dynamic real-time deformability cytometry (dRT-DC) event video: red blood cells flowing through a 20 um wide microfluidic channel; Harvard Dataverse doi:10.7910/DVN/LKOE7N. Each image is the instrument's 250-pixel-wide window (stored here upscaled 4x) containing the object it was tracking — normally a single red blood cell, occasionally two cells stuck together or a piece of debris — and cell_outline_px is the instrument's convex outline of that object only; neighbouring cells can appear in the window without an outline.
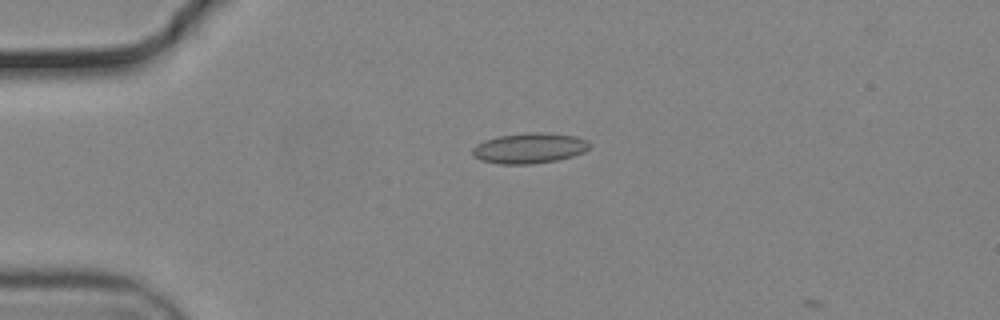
{"species": "common noctule bat (a hibernating species)", "species_latin": "Nyctalus noctula", "temperature_condition": "cold", "stored_images_in_passage": 14, "camera_frame_rate_fps": 3000, "um_per_image_px": 0.085, "animal": {"sex": "male", "body_mass_g": 19.2, "forearm_length_mm": 51.8}, "frame": {"image": 1, "passage_image": 11, "time_ms": 3.333, "image_size_px": [1000, 320], "cell_outline_px": [[588, 148], [584, 152], [572, 156], [556, 160], [532, 164], [500, 164], [480, 160], [472, 156], [472, 148], [476, 144], [484, 140], [500, 136], [528, 132], [548, 132], [576, 136], [588, 140]], "centroid_in_image_um": [44.97, 12.59], "position_along_channel_um": 40.0, "area_um2": 20.87}}